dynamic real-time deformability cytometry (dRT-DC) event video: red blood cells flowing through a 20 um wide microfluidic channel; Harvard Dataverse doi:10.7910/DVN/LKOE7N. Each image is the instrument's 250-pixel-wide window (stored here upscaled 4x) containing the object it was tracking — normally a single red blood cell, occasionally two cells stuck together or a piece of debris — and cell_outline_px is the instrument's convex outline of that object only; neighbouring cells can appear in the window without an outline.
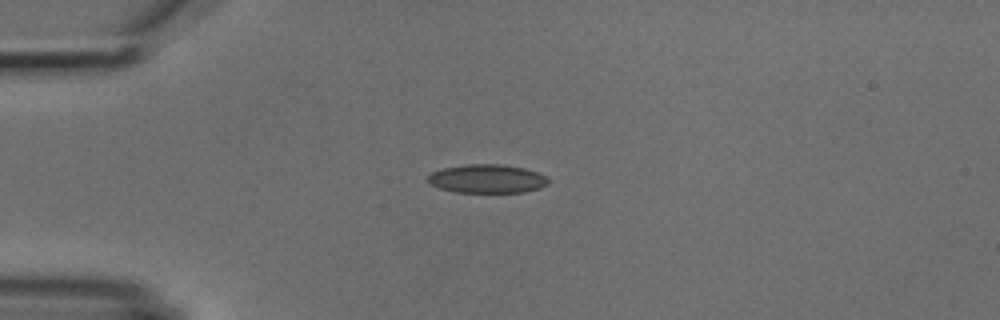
{"species": "common noctule bat (a hibernating species)", "species_latin": "Nyctalus noctula", "temperature_condition": "cold", "stored_images_in_passage": 3, "camera_frame_rate_fps": 3000, "um_per_image_px": 0.085, "animal": {"sex": "male", "body_mass_g": 18.8}, "frame": {"image": 1, "passage_image": 1, "time_ms": 0.0, "image_size_px": [1000, 320], "cell_outline_px": [[548, 184], [540, 188], [524, 192], [456, 192], [440, 188], [428, 184], [428, 176], [432, 172], [444, 168], [468, 164], [500, 164], [524, 168], [548, 176]], "centroid_in_image_um": [41.41, 15.19], "position_along_channel_um": 43.6, "area_um2": 20.06}}
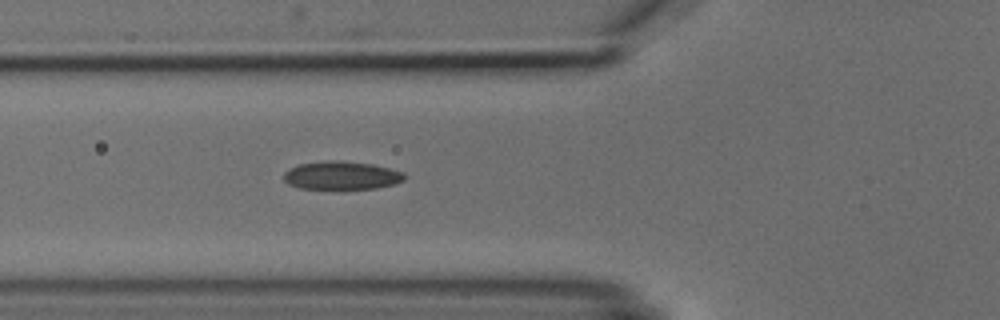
{"frame": {"image": 2, "passage_image": 3, "time_ms": 2.0, "image_size_px": [1000, 320], "cell_outline_px": [[404, 180], [396, 184], [376, 188], [300, 188], [288, 184], [284, 180], [284, 172], [300, 164], [328, 160], [340, 160], [372, 164], [404, 172]], "centroid_in_image_um": [29.05, 14.9], "position_along_channel_um": 96.8, "area_um2": 19.65}}